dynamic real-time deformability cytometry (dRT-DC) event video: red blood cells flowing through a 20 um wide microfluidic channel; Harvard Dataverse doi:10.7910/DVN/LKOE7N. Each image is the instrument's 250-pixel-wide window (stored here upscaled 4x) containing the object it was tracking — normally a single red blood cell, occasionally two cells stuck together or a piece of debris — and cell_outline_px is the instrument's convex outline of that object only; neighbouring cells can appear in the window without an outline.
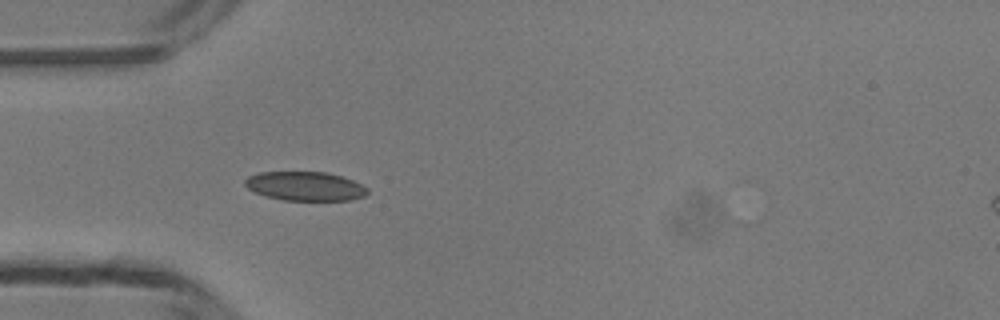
{"species": "common noctule bat (a hibernating species)", "species_latin": "Nyctalus noctula", "temperature_condition": "room temperature", "stored_images_in_passage": 35, "camera_frame_rate_fps": 3000, "um_per_image_px": 0.085, "animal": {"sex": "male", "body_mass_g": 13.3}, "frame": {"image": 1, "passage_image": 1, "time_ms": 0.0, "image_size_px": [1000, 320], "cell_outline_px": [[368, 192], [364, 196], [352, 200], [284, 200], [264, 196], [248, 188], [244, 184], [244, 180], [248, 176], [260, 172], [324, 172], [340, 176], [352, 180], [368, 188]], "centroid_in_image_um": [25.92, 15.83], "position_along_channel_um": 59.1, "area_um2": 20.63}}
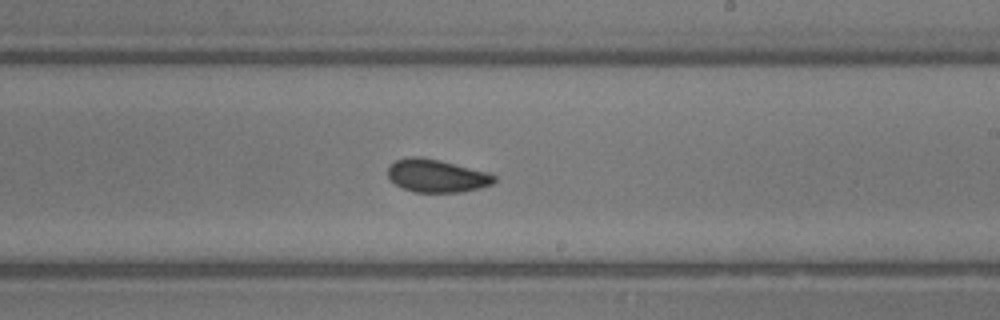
{"frame": {"image": 2, "passage_image": 15, "time_ms": 4.667, "image_size_px": [1000, 320], "cell_outline_px": [[496, 180], [492, 184], [480, 188], [460, 192], [412, 192], [396, 184], [388, 176], [388, 168], [396, 160], [412, 156], [420, 156], [440, 160], [488, 172], [496, 176]], "centroid_in_image_um": [37.14, 14.94], "position_along_channel_um": 251.9, "area_um2": 20.35}}
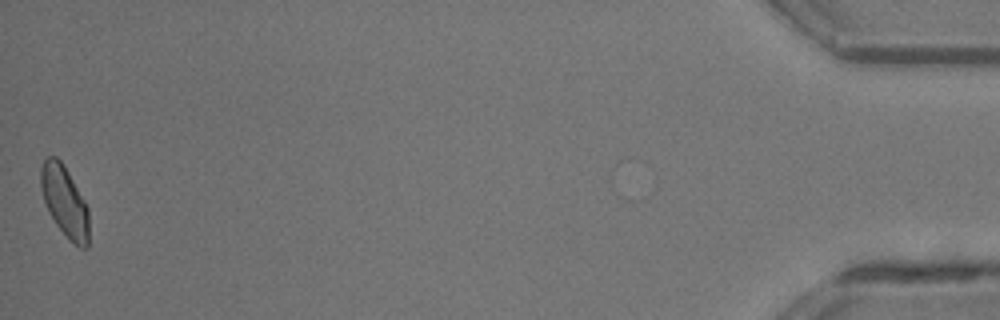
{"frame": {"image": 3, "passage_image": 35, "time_ms": 11.333, "image_size_px": [1000, 320], "cell_outline_px": [[88, 248], [80, 248], [68, 240], [56, 224], [48, 212], [44, 200], [40, 184], [40, 168], [44, 160], [48, 156], [56, 156], [60, 160], [68, 172], [84, 200], [88, 208]], "centroid_in_image_um": [5.48, 17.14], "position_along_channel_um": 429.7, "area_um2": 19.83}, "authors_computed_cell_mechanics": {"area_um2": 20.1722, "velocity_mm_per_s": 4.1751, "shape_relaxation_time_tau1_ms": 4.3703, "shape_relaxation_time_tau2_ms": 1.8942, "deformation_change_tau1": 0.1017, "deformation_change_tau2": 0.0503}}